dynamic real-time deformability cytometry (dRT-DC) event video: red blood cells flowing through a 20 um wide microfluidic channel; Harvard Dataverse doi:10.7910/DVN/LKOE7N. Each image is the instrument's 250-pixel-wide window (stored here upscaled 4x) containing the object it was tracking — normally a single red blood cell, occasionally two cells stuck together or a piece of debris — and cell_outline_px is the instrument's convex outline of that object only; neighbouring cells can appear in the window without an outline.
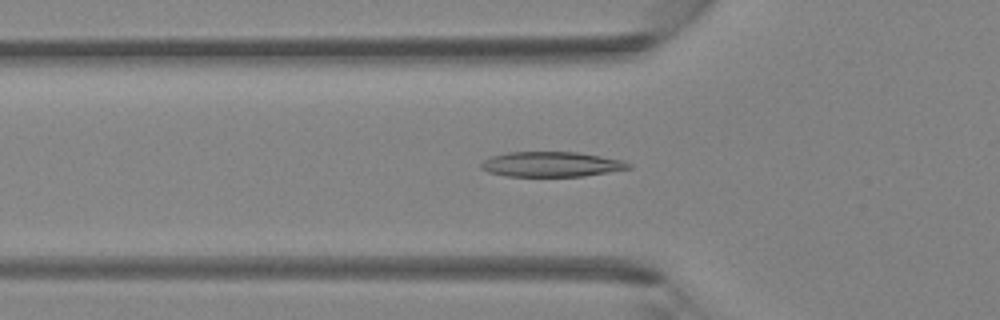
{"species": "Egyptian fruit bat (a non-hibernating species)", "species_latin": "Rousettus aegyptiacus", "temperature_condition": "room temperature", "stored_images_in_passage": 44, "camera_frame_rate_fps": 3000, "um_per_image_px": 0.085, "animal": {"sex": "female"}, "frame": {"image": 1, "passage_image": 15, "time_ms": 4.667, "image_size_px": [1000, 320], "cell_outline_px": [[632, 168], [584, 176], [508, 176], [488, 172], [480, 168], [480, 164], [484, 160], [492, 156], [508, 152], [576, 152], [624, 160], [632, 164]], "centroid_in_image_um": [46.88, 13.96], "position_along_channel_um": 78.9, "area_um2": 21.5}}
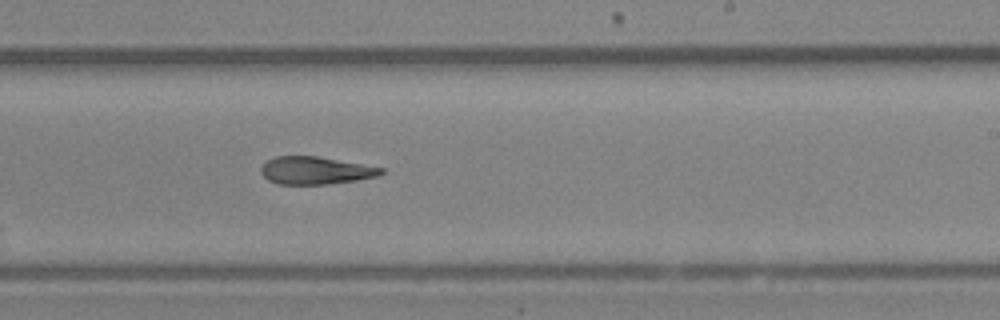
{"frame": {"image": 2, "passage_image": 27, "time_ms": 8.667, "image_size_px": [1000, 320], "cell_outline_px": [[384, 172], [380, 176], [356, 180], [328, 184], [276, 184], [268, 180], [260, 172], [260, 168], [268, 160], [276, 156], [316, 156], [384, 168]], "centroid_in_image_um": [26.81, 14.5], "position_along_channel_um": 262.2, "area_um2": 19.25}}
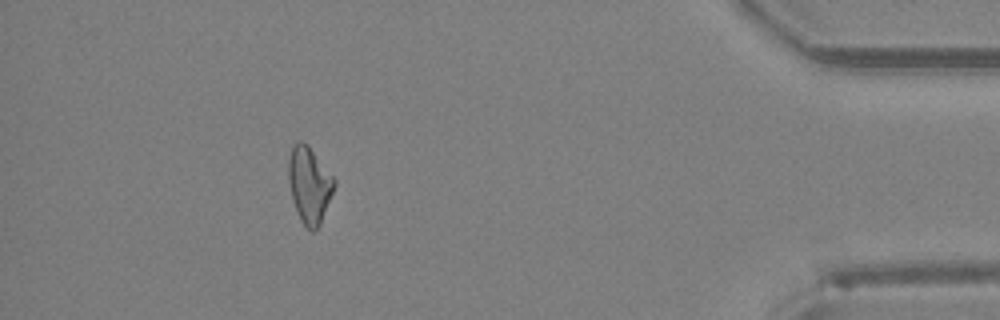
{"frame": {"image": 3, "passage_image": 40, "time_ms": 13.0, "image_size_px": [1000, 320], "cell_outline_px": [[336, 184], [320, 224], [312, 232], [300, 220], [292, 200], [288, 180], [288, 160], [292, 144], [296, 140], [300, 140], [308, 144], [336, 180]], "centroid_in_image_um": [26.28, 15.66], "position_along_channel_um": 408.9, "area_um2": 20.46}}